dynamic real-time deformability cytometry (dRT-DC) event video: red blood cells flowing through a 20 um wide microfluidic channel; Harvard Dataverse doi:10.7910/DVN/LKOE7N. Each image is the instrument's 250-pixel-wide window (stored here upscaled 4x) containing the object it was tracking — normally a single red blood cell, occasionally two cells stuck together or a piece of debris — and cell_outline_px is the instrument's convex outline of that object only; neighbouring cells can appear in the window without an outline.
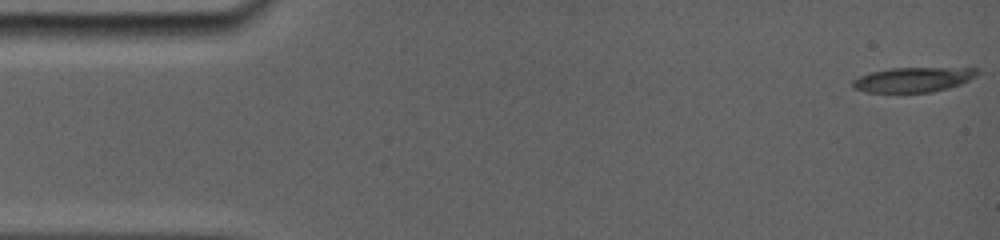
{"species": "common noctule bat (a hibernating species)", "species_latin": "Nyctalus noctula", "temperature_condition": "room temperature", "stored_images_in_passage": 82, "camera_frame_rate_fps": 5000, "um_per_image_px": 0.085, "animal": {"sex": "female", "body_mass_g": 19.0, "forearm_length_mm": 56.7}, "frame": {"image": 1, "passage_image": 1, "time_ms": 0.0, "image_size_px": [1000, 240], "cell_outline_px": [[980, 72], [976, 76], [960, 84], [948, 88], [932, 92], [864, 92], [852, 88], [852, 80], [860, 76], [872, 72], [892, 68], [976, 68]], "centroid_in_image_um": [77.61, 6.77], "position_along_channel_um": 7.4, "area_um2": 17.92}}
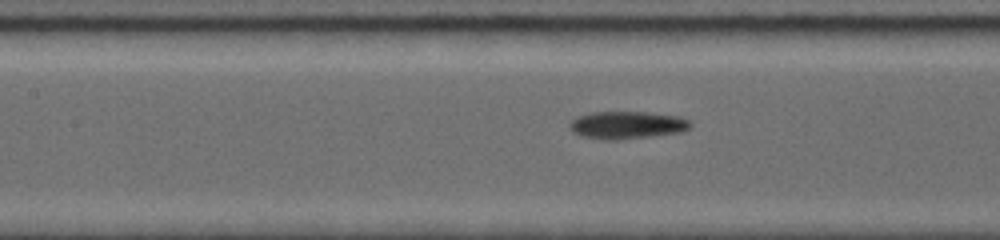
{"frame": {"image": 2, "passage_image": 30, "time_ms": 7.4, "image_size_px": [1000, 240], "cell_outline_px": [[688, 128], [676, 132], [640, 136], [588, 136], [576, 132], [572, 128], [572, 120], [580, 116], [592, 112], [644, 112], [676, 116], [688, 120]], "centroid_in_image_um": [53.34, 10.54], "position_along_channel_um": 154.1, "area_um2": 17.22}}
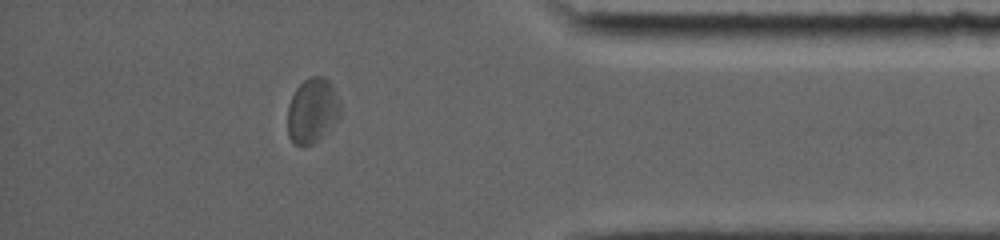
{"frame": {"image": 3, "passage_image": 63, "time_ms": 14.6, "image_size_px": [1000, 240], "cell_outline_px": [[340, 120], [312, 144], [300, 148], [288, 136], [288, 104], [296, 88], [304, 80], [312, 76], [324, 76], [332, 84], [340, 100]], "centroid_in_image_um": [26.57, 9.41], "position_along_channel_um": 408.6, "area_um2": 20.23}, "authors_computed_cell_mechanics": {"area_um2": 19.1896, "velocity_mm_per_s": 3.7414, "shape_relaxation_time_tau1_ms": null, "shape_relaxation_time_tau2_ms": 2.383, "deformation_change_tau1": null, "deformation_change_tau2": 0.0727}}